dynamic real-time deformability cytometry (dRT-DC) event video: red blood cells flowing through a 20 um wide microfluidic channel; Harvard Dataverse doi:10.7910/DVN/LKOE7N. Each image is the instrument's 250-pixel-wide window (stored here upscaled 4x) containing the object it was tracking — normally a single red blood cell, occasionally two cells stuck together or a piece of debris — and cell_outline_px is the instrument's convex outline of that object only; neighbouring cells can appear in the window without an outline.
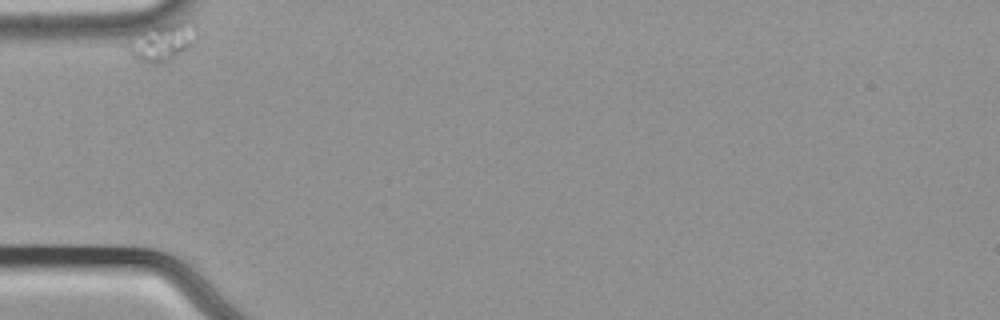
{"species": "common noctule bat (a hibernating species)", "species_latin": "Nyctalus noctula", "temperature_condition": "cold", "stored_images_in_passage": 38, "camera_frame_rate_fps": 3000, "um_per_image_px": 0.085, "animal": {"sex": "male", "body_mass_g": 21.5, "forearm_length_mm": 52.0}, "frame": {"image": 1, "passage_image": 1, "time_ms": 0.0, "image_size_px": [1000, 320], "cell_outline_px": [[196, 40], [184, 52], [160, 64], [148, 64], [136, 60], [132, 56], [128, 48], [128, 44], [152, 24], [180, 20], [192, 20], [196, 24]], "centroid_in_image_um": [13.88, 3.53], "position_along_channel_um": 71.1, "area_um2": 15.43}}
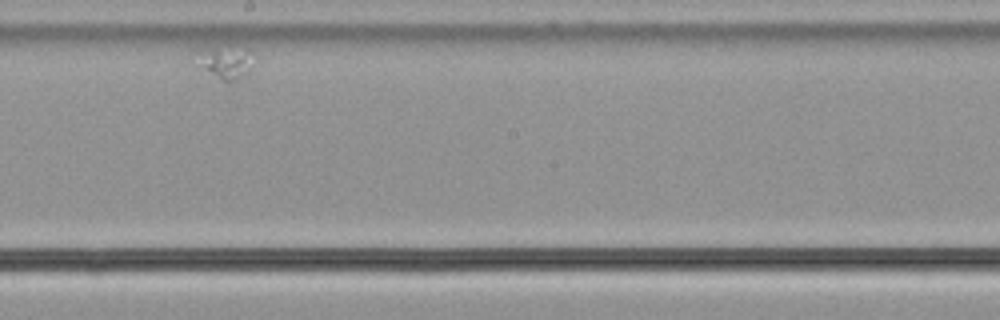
{"frame": {"image": 2, "passage_image": 22, "time_ms": 7.0, "image_size_px": [1000, 320], "cell_outline_px": [[256, 60], [248, 72], [244, 76], [232, 80], [220, 80], [200, 68], [196, 64], [196, 48], [216, 44], [248, 48], [252, 52]], "centroid_in_image_um": [19.13, 5.19], "position_along_channel_um": 229.1, "area_um2": 11.91}}
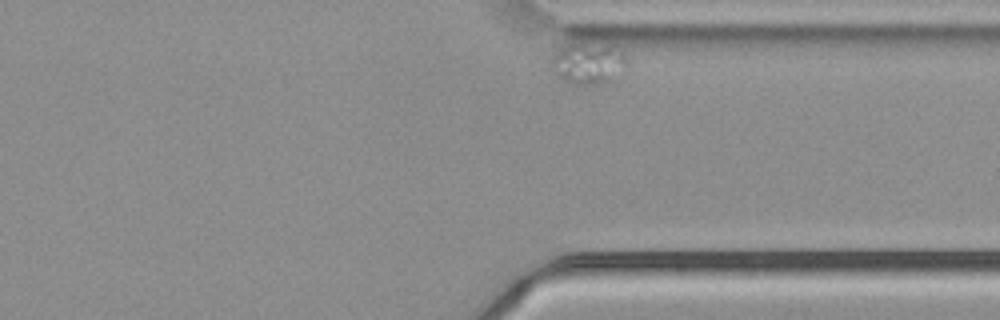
{"frame": {"image": 3, "passage_image": 38, "time_ms": 12.333, "image_size_px": [1000, 320], "cell_outline_px": [[628, 72], [612, 84], [572, 84], [564, 80], [560, 76], [556, 56], [560, 48], [572, 44], [608, 44], [620, 52], [628, 60]], "centroid_in_image_um": [50.26, 5.44], "position_along_channel_um": 361.1, "area_um2": 17.86}}